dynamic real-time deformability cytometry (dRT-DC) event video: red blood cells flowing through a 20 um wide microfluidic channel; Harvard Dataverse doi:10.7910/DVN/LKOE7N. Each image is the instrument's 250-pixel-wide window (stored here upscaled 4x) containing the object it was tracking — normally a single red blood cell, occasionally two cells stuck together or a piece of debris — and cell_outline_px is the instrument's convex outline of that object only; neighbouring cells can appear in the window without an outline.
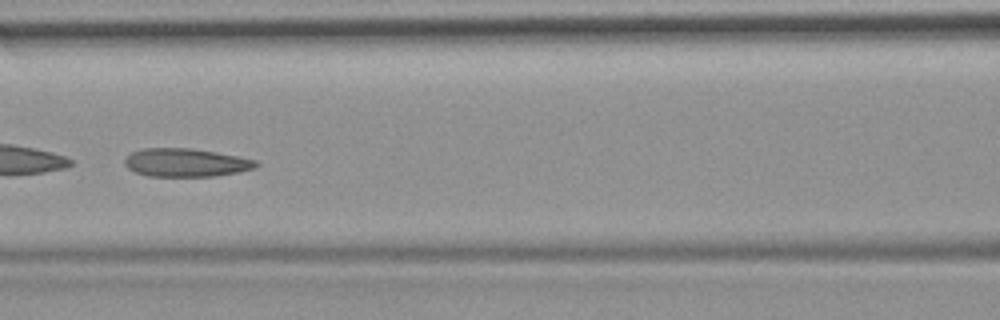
{"species": "common noctule bat (a hibernating species)", "species_latin": "Nyctalus noctula", "temperature_condition": "room temperature", "stored_images_in_passage": 10, "camera_frame_rate_fps": 3000, "um_per_image_px": 0.085, "animal": {"sex": "female", "body_mass_g": 19.9}, "frame": {"image": 1, "passage_image": 7, "time_ms": 2.0, "image_size_px": [1000, 320], "cell_outline_px": [[260, 164], [256, 168], [240, 172], [216, 176], [148, 176], [136, 172], [128, 168], [124, 164], [124, 160], [132, 152], [144, 148], [192, 148], [216, 152], [256, 160]], "centroid_in_image_um": [15.83, 13.82], "position_along_channel_um": 150.8, "area_um2": 21.68}}